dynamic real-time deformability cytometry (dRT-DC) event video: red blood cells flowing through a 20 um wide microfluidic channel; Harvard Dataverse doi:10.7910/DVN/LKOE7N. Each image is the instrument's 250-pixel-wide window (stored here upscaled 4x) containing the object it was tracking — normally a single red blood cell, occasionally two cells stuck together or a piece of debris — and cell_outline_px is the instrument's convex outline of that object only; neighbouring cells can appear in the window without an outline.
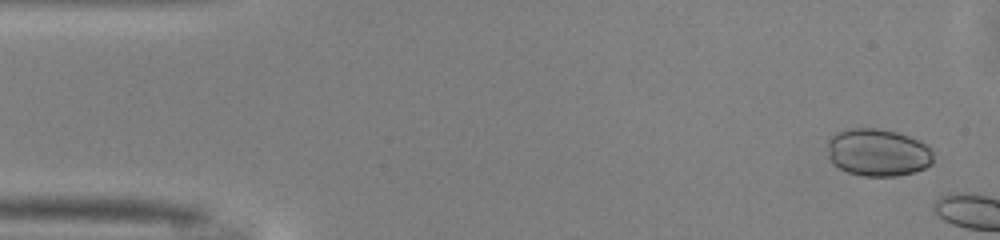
{"species": "common noctule bat (a hibernating species)", "species_latin": "Nyctalus noctula", "temperature_condition": "warm", "stored_images_in_passage": 5, "camera_frame_rate_fps": 3000, "um_per_image_px": 0.085, "animal": {"sex": "male", "body_mass_g": 13.0, "forearm_length_mm": 53.1}, "frame": {"image": 1, "passage_image": 2, "time_ms": 0.333, "image_size_px": [1000, 240], "cell_outline_px": [[932, 164], [924, 168], [912, 172], [896, 176], [864, 176], [848, 172], [832, 164], [828, 156], [828, 140], [836, 132], [848, 128], [880, 128], [896, 132], [920, 140], [932, 152]], "centroid_in_image_um": [74.59, 12.95], "position_along_channel_um": 10.4, "area_um2": 29.3}}